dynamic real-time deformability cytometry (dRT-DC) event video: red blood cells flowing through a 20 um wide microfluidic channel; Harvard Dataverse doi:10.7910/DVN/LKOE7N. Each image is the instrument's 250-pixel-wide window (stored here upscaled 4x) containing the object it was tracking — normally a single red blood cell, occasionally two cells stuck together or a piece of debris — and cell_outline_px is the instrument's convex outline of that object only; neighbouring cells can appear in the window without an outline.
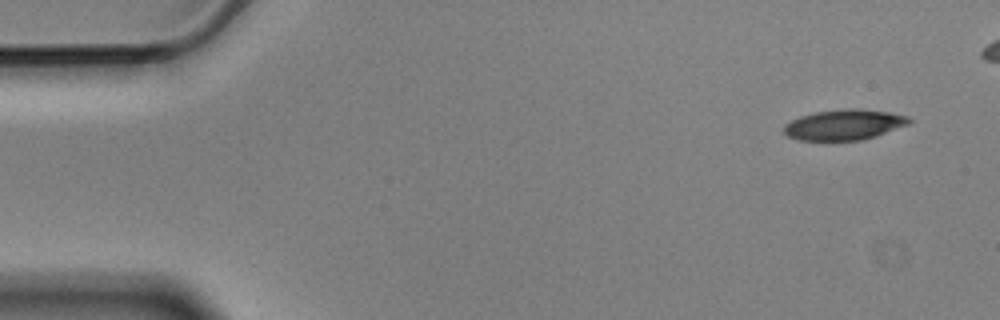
{"species": "Egyptian fruit bat (a non-hibernating species)", "species_latin": "Rousettus aegyptiacus", "temperature_condition": "cold", "stored_images_in_passage": 9, "camera_frame_rate_fps": 3000, "um_per_image_px": 0.085, "animal": {"sex": "male"}, "frame": {"image": 1, "passage_image": 1, "time_ms": 0.0, "image_size_px": [1000, 320], "cell_outline_px": [[912, 120], [908, 124], [876, 136], [860, 140], [800, 140], [788, 136], [784, 132], [784, 124], [800, 116], [816, 112], [848, 108], [856, 108], [888, 112], [908, 116]], "centroid_in_image_um": [71.75, 10.6], "position_along_channel_um": 13.2, "area_um2": 22.02}}
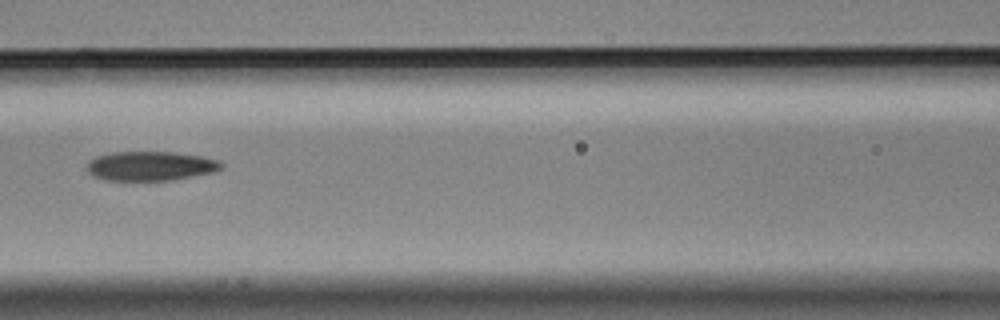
{"frame": {"image": 2, "passage_image": 7, "time_ms": 2.0, "image_size_px": [1000, 320], "cell_outline_px": [[224, 168], [216, 172], [172, 180], [108, 180], [92, 176], [84, 168], [88, 160], [96, 156], [112, 152], [176, 152], [204, 156], [220, 160], [224, 164]], "centroid_in_image_um": [12.82, 14.1], "position_along_channel_um": 153.8, "area_um2": 23.47}}
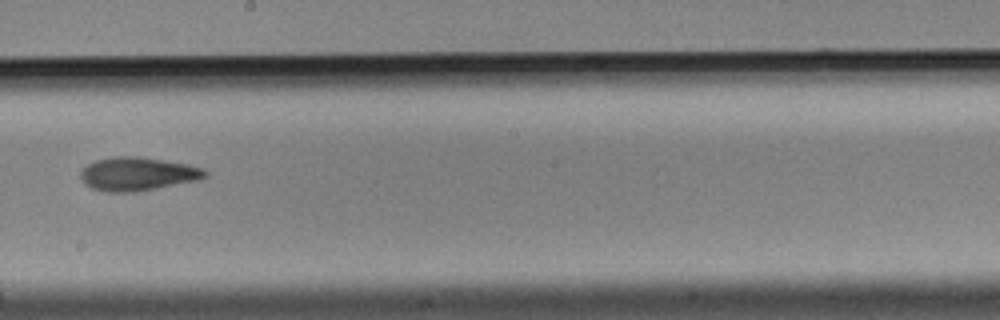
{"frame": {"image": 3, "passage_image": 9, "time_ms": 2.667, "image_size_px": [1000, 320], "cell_outline_px": [[208, 176], [200, 180], [136, 192], [108, 192], [92, 188], [80, 176], [80, 172], [88, 164], [96, 160], [112, 156], [136, 156], [164, 160], [188, 164], [204, 168], [208, 172]], "centroid_in_image_um": [11.76, 14.78], "position_along_channel_um": 236.4, "area_um2": 24.33}}